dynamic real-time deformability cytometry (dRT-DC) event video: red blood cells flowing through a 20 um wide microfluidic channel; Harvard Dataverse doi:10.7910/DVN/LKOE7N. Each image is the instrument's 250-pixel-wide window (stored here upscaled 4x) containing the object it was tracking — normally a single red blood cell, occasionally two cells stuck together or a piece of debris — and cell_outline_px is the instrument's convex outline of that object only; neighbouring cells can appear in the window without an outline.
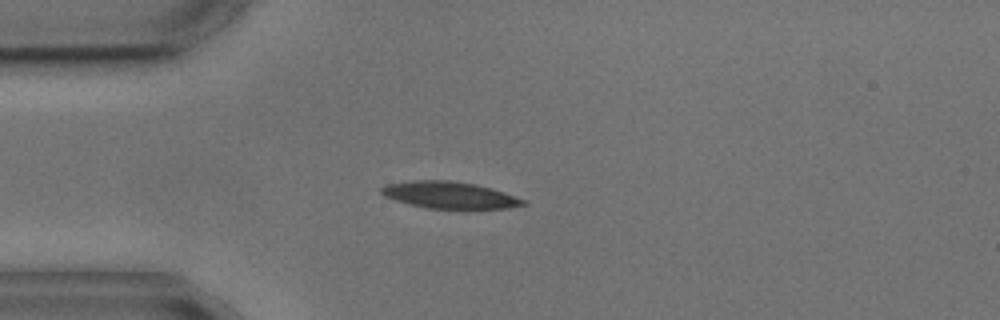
{"species": "common noctule bat (a hibernating species)", "species_latin": "Nyctalus noctula", "temperature_condition": "cold", "stored_images_in_passage": 3, "camera_frame_rate_fps": 3000, "um_per_image_px": 0.085, "animal": {"sex": "male", "body_mass_g": 17.9, "forearm_length_mm": 54.2}, "frame": {"image": 1, "passage_image": 3, "time_ms": 2.333, "image_size_px": [1000, 320], "cell_outline_px": [[528, 204], [508, 208], [464, 212], [424, 208], [408, 204], [384, 196], [380, 192], [380, 188], [388, 184], [416, 180], [452, 180], [476, 184], [492, 188], [528, 200]], "centroid_in_image_um": [38.31, 16.64], "position_along_channel_um": 46.7, "area_um2": 23.41}}